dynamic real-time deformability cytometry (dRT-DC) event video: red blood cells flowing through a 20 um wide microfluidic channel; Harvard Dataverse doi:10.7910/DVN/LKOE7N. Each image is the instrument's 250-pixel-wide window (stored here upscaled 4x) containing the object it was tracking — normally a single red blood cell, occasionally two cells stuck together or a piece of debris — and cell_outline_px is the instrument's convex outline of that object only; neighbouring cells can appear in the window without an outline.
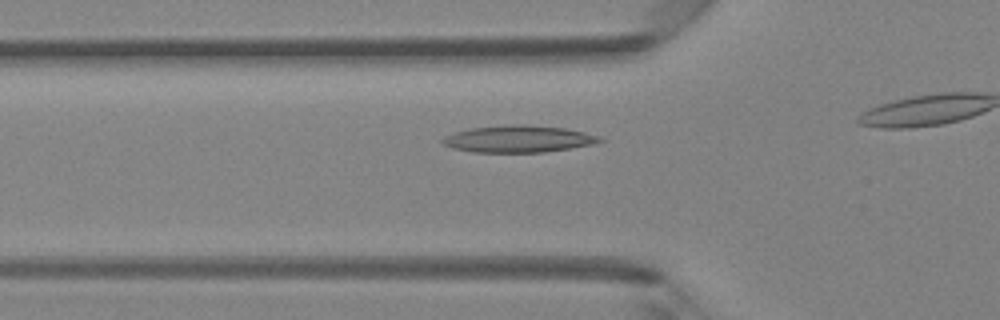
{"species": "Egyptian fruit bat (a non-hibernating species)", "species_latin": "Rousettus aegyptiacus", "temperature_condition": "room temperature", "stored_images_in_passage": 8, "camera_frame_rate_fps": 3000, "um_per_image_px": 0.085, "animal": {"sex": "female"}, "frame": {"image": 1, "passage_image": 3, "time_ms": 0.667, "image_size_px": [1000, 320], "cell_outline_px": [[604, 140], [592, 144], [544, 152], [472, 152], [452, 148], [444, 144], [440, 140], [444, 136], [456, 132], [472, 128], [508, 124], [524, 124], [564, 128], [584, 132], [600, 136]], "centroid_in_image_um": [44.04, 11.8], "position_along_channel_um": 81.8, "area_um2": 24.51}}
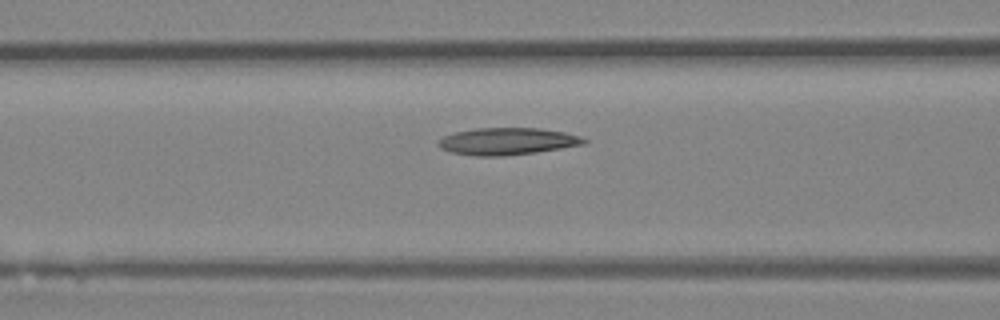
{"frame": {"image": 2, "passage_image": 6, "time_ms": 1.667, "image_size_px": [1000, 320], "cell_outline_px": [[588, 140], [584, 144], [536, 152], [504, 156], [476, 156], [452, 152], [440, 148], [436, 144], [444, 136], [456, 132], [476, 128], [540, 128], [564, 132], [580, 136]], "centroid_in_image_um": [43.12, 12.01], "position_along_channel_um": 123.5, "area_um2": 22.83}}